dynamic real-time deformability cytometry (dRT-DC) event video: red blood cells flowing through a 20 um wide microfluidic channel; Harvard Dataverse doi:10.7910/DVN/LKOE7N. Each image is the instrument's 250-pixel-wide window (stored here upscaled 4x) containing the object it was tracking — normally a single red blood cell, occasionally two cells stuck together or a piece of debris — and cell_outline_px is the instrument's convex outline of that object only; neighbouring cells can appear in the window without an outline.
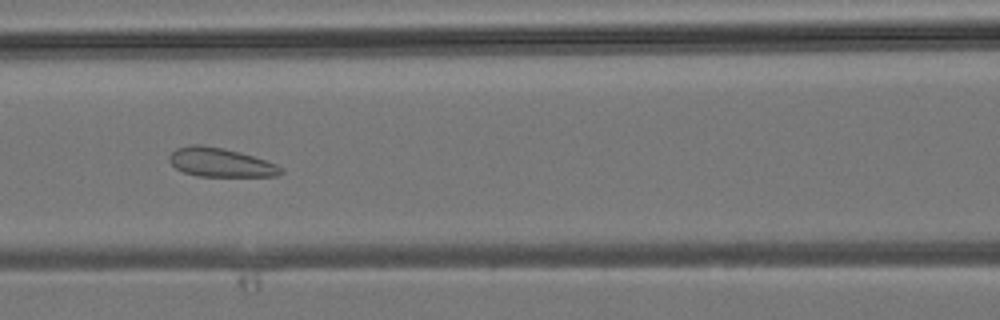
{"species": "common noctule bat (a hibernating species)", "species_latin": "Nyctalus noctula", "temperature_condition": "room temperature", "stored_images_in_passage": 38, "camera_frame_rate_fps": 3000, "um_per_image_px": 0.085, "animal": {"sex": "male", "body_mass_g": 19.2, "forearm_length_mm": 51.8}, "frame": {"image": 1, "passage_image": 17, "time_ms": 5.333, "image_size_px": [1000, 320], "cell_outline_px": [[284, 172], [276, 176], [196, 176], [184, 172], [176, 168], [168, 160], [168, 156], [176, 148], [192, 144], [200, 144], [224, 148], [240, 152], [276, 164], [284, 168]], "centroid_in_image_um": [18.73, 13.8], "position_along_channel_um": 147.9, "area_um2": 18.84}}
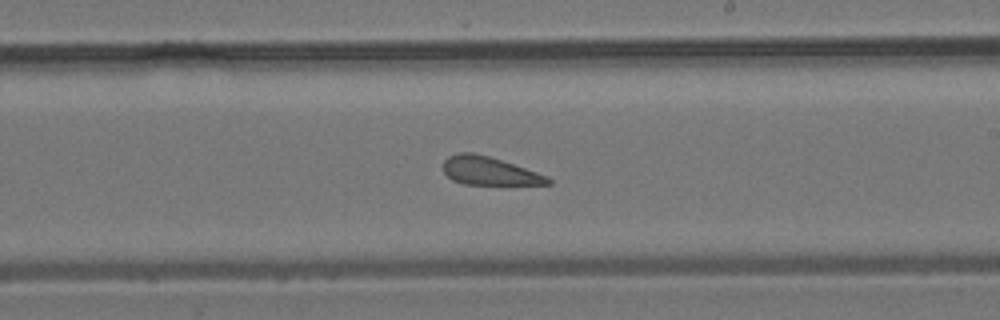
{"frame": {"image": 2, "passage_image": 23, "time_ms": 7.333, "image_size_px": [1000, 320], "cell_outline_px": [[552, 184], [464, 184], [452, 180], [444, 172], [444, 160], [448, 156], [460, 152], [472, 152], [488, 156], [548, 176], [552, 180]], "centroid_in_image_um": [41.56, 14.53], "position_along_channel_um": 247.4, "area_um2": 16.94}}
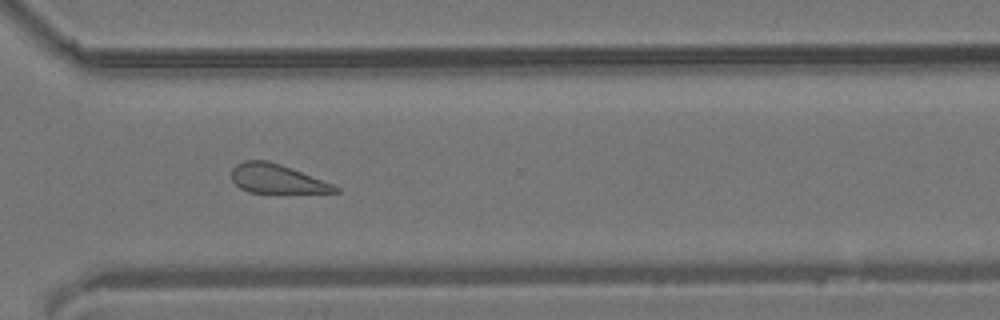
{"frame": {"image": 3, "passage_image": 29, "time_ms": 9.333, "image_size_px": [1000, 320], "cell_outline_px": [[340, 192], [248, 192], [240, 188], [232, 180], [232, 168], [236, 164], [244, 160], [268, 160], [280, 164], [332, 184], [340, 188]], "centroid_in_image_um": [23.48, 15.18], "position_along_channel_um": 347.1, "area_um2": 17.17}}